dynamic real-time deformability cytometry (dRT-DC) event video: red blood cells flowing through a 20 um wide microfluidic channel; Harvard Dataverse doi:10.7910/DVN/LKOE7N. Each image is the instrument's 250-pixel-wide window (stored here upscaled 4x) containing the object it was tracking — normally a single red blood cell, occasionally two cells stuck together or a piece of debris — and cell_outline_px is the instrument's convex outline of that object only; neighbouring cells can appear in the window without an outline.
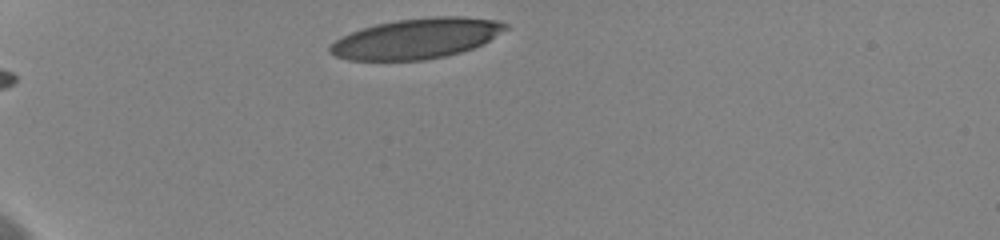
{"species": "human", "species_latin": "Homo sapiens", "temperature_condition": "cold", "stored_images_in_passage": 34, "camera_frame_rate_fps": 3000, "um_per_image_px": 0.085, "donor": {"sex": "female"}, "frame": {"image": 1, "passage_image": 1, "time_ms": 0.0, "image_size_px": [1000, 240], "cell_outline_px": [[508, 28], [488, 40], [472, 48], [460, 52], [444, 56], [424, 60], [348, 60], [336, 56], [328, 52], [328, 48], [336, 40], [352, 32], [376, 24], [396, 20], [432, 16], [464, 16], [500, 20], [508, 24]], "centroid_in_image_um": [35.42, 3.26], "position_along_channel_um": 49.6, "area_um2": 40.98}}
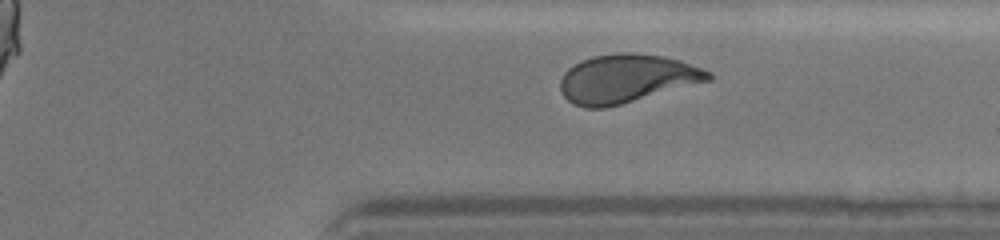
{"frame": {"image": 2, "passage_image": 30, "time_ms": 9.667, "image_size_px": [1000, 240], "cell_outline_px": [[712, 80], [620, 104], [604, 108], [584, 108], [572, 104], [564, 96], [560, 88], [560, 80], [564, 72], [568, 68], [592, 56], [620, 52], [632, 52], [664, 56], [680, 60], [712, 72]], "centroid_in_image_um": [53.26, 6.68], "position_along_channel_um": 358.1, "area_um2": 41.79}}
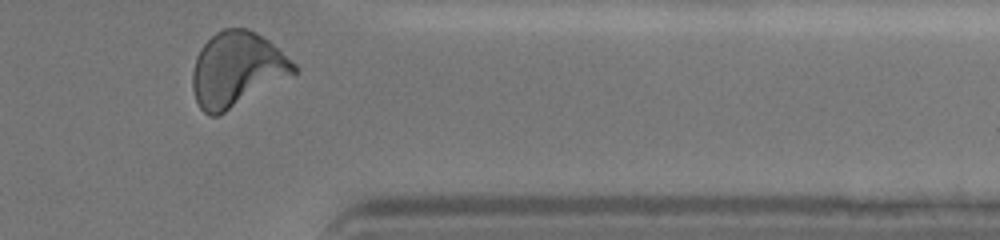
{"frame": {"image": 3, "passage_image": 33, "time_ms": 10.667, "image_size_px": [1000, 240], "cell_outline_px": [[296, 72], [224, 112], [216, 116], [208, 116], [200, 108], [196, 100], [192, 88], [192, 72], [196, 56], [200, 48], [216, 32], [224, 28], [248, 28], [256, 32], [268, 40], [296, 64]], "centroid_in_image_um": [20.08, 5.88], "position_along_channel_um": 391.3, "area_um2": 43.41}, "authors_computed_cell_mechanics": {"area_um2": 42.0206, "velocity_mm_per_s": 3.622, "shape_relaxation_time_tau1_ms": 5.4577, "shape_relaxation_time_tau2_ms": 1.0628, "deformation_change_tau1": 0.1812, "deformation_change_tau2": 0.0777}}